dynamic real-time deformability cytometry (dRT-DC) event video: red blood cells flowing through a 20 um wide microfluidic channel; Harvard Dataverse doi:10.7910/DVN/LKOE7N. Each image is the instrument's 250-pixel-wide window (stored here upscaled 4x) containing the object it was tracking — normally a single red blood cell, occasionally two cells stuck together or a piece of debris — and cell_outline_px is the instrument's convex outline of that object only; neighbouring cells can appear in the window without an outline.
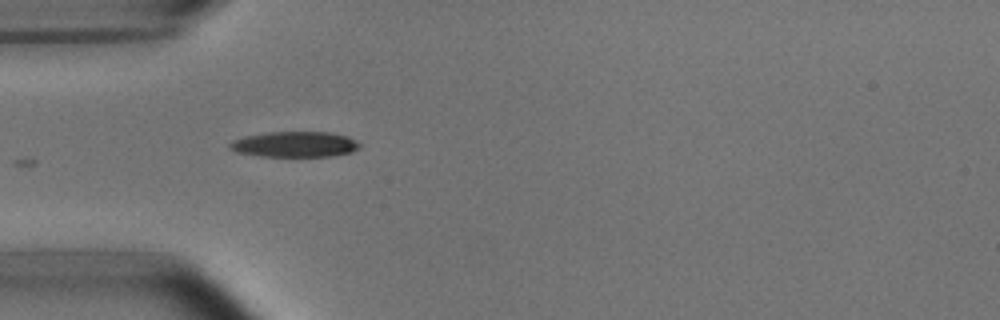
{"species": "common noctule bat (a hibernating species)", "species_latin": "Nyctalus noctula", "temperature_condition": "room temperature", "stored_images_in_passage": 5, "camera_frame_rate_fps": 3000, "um_per_image_px": 0.085, "animal": {"sex": "male", "body_mass_g": 15.6}, "frame": {"image": 1, "passage_image": 1, "time_ms": 0.0, "image_size_px": [1000, 320], "cell_outline_px": [[364, 144], [360, 148], [352, 152], [332, 156], [260, 156], [236, 152], [228, 148], [228, 144], [232, 140], [244, 136], [268, 132], [332, 132], [348, 136]], "centroid_in_image_um": [25.09, 12.26], "position_along_channel_um": 59.9, "area_um2": 19.65}}
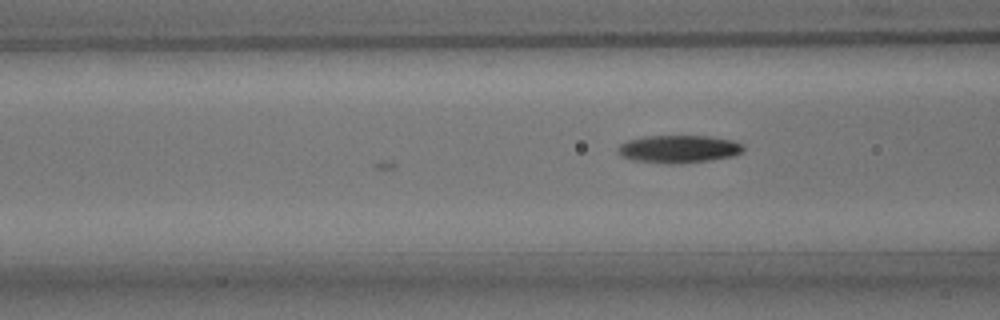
{"frame": {"image": 2, "passage_image": 5, "time_ms": 1.333, "image_size_px": [1000, 320], "cell_outline_px": [[744, 148], [740, 152], [732, 156], [708, 160], [680, 164], [668, 164], [632, 160], [620, 156], [616, 148], [620, 144], [628, 140], [644, 136], [708, 136], [732, 140], [744, 144]], "centroid_in_image_um": [57.65, 12.67], "position_along_channel_um": 109.0, "area_um2": 20.35}}